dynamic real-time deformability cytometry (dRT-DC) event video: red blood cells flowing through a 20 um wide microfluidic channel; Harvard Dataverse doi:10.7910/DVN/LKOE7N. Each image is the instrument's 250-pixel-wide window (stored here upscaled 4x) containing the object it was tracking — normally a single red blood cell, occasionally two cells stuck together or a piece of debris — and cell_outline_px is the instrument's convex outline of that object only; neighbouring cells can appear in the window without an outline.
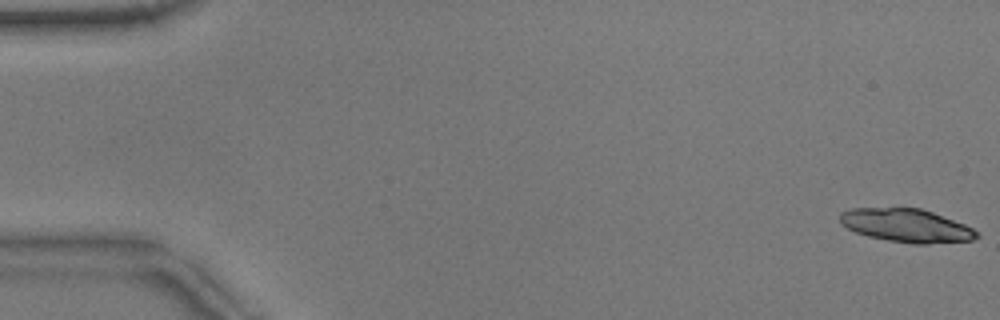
{"species": "common noctule bat (a hibernating species)", "species_latin": "Nyctalus noctula", "temperature_condition": "warm", "stored_images_in_passage": 8, "camera_frame_rate_fps": 3000, "um_per_image_px": 0.085, "animal": {"sex": "male", "body_mass_g": 17.9}, "frame": {"image": 1, "passage_image": 1, "time_ms": 0.0, "image_size_px": [1000, 320], "cell_outline_px": [[980, 236], [972, 240], [928, 244], [912, 244], [888, 240], [868, 236], [856, 232], [840, 224], [840, 212], [852, 208], [920, 208], [932, 212], [964, 224], [980, 232]], "centroid_in_image_um": [77.05, 19.17], "position_along_channel_um": 7.9, "area_um2": 26.53}}